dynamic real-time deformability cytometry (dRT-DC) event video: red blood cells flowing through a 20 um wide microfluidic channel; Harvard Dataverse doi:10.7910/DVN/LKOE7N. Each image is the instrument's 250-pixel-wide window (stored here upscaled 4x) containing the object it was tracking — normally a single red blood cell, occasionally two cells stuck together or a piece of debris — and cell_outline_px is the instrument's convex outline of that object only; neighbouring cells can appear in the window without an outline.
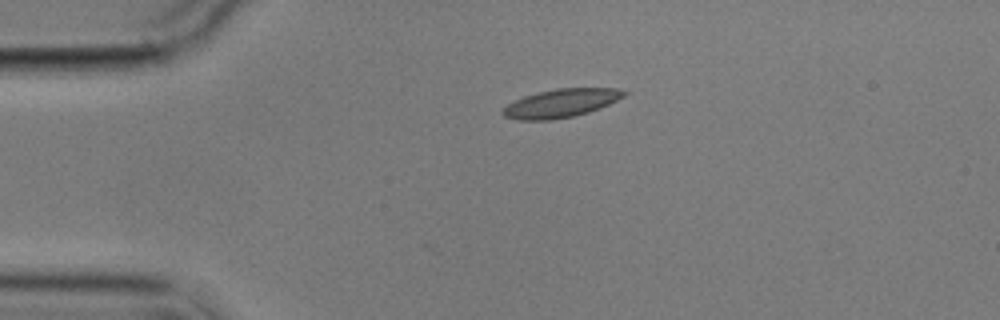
{"species": "common noctule bat (a hibernating species)", "species_latin": "Nyctalus noctula", "temperature_condition": "cold", "stored_images_in_passage": 12, "camera_frame_rate_fps": 3000, "um_per_image_px": 0.085, "animal": {"sex": "male", "body_mass_g": 17.9}, "frame": {"image": 1, "passage_image": 1, "time_ms": 0.0, "image_size_px": [1000, 320], "cell_outline_px": [[628, 92], [624, 96], [600, 108], [576, 116], [552, 120], [516, 120], [504, 116], [500, 112], [508, 104], [524, 96], [536, 92], [556, 88], [616, 88]], "centroid_in_image_um": [47.66, 8.78], "position_along_channel_um": 37.3, "area_um2": 20.11}}
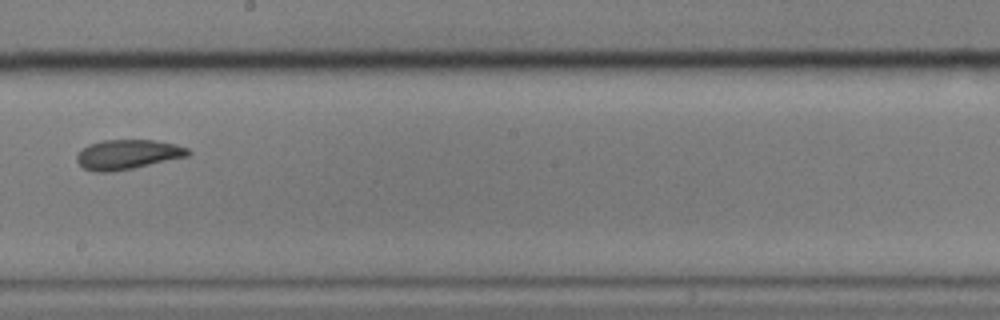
{"frame": {"image": 2, "passage_image": 6, "time_ms": 6.667, "image_size_px": [1000, 320], "cell_outline_px": [[192, 152], [188, 156], [132, 168], [112, 172], [96, 172], [84, 168], [76, 160], [76, 156], [88, 144], [100, 140], [152, 140], [176, 144], [188, 148]], "centroid_in_image_um": [10.85, 13.12], "position_along_channel_um": 237.3, "area_um2": 19.13}}
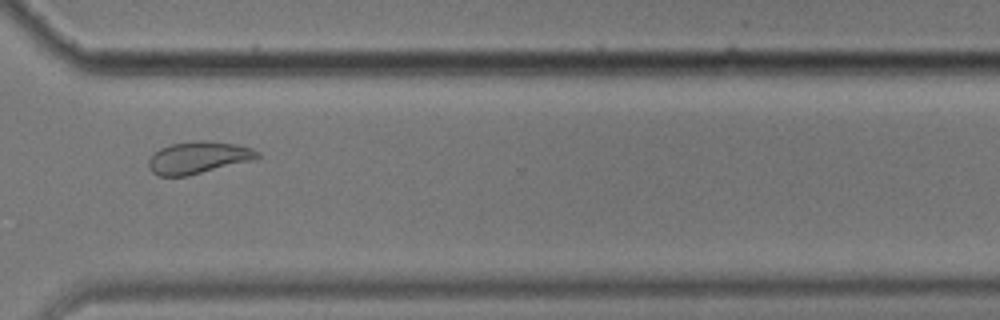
{"frame": {"image": 3, "passage_image": 9, "time_ms": 10.0, "image_size_px": [1000, 320], "cell_outline_px": [[260, 156], [252, 160], [188, 176], [160, 176], [152, 172], [148, 168], [148, 160], [160, 148], [172, 144], [196, 140], [200, 140], [236, 144], [252, 148], [260, 152]], "centroid_in_image_um": [16.85, 13.4], "position_along_channel_um": 353.7, "area_um2": 20.23}, "authors_computed_cell_mechanics": {"area_um2": 19.4786, "velocity_mm_per_s": 3.4973, "shape_relaxation_time_tau1_ms": null, "shape_relaxation_time_tau2_ms": 2.1526, "deformation_change_tau1": null, "deformation_change_tau2": 0.0508}}